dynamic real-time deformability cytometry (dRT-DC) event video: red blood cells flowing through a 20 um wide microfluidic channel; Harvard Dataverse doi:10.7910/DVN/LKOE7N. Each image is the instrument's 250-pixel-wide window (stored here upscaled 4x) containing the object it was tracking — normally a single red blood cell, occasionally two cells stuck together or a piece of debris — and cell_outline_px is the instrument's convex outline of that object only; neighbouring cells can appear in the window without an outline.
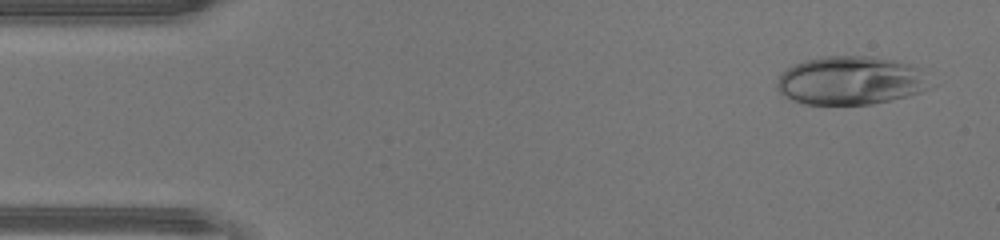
{"species": "human", "species_latin": "Homo sapiens", "temperature_condition": "warm", "stored_images_in_passage": 45, "camera_frame_rate_fps": 3000, "um_per_image_px": 0.085, "donor": {"sex": "male"}, "frame": {"image": 1, "passage_image": 2, "time_ms": 0.333, "image_size_px": [1000, 240], "cell_outline_px": [[928, 88], [920, 92], [908, 96], [872, 104], [804, 104], [792, 100], [784, 96], [776, 88], [776, 84], [780, 76], [788, 68], [804, 60], [824, 56], [872, 56], [892, 60], [908, 64], [920, 68]], "centroid_in_image_um": [72.25, 6.85], "position_along_channel_um": 12.8, "area_um2": 42.83}}
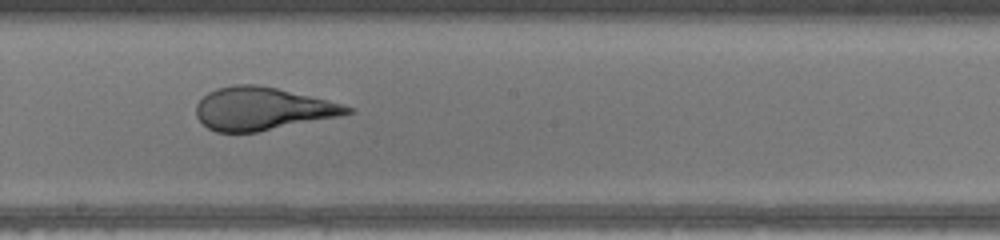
{"frame": {"image": 2, "passage_image": 24, "time_ms": 7.667, "image_size_px": [1000, 240], "cell_outline_px": [[356, 112], [340, 116], [256, 132], [216, 132], [208, 128], [196, 116], [196, 104], [208, 92], [216, 88], [232, 84], [256, 84], [276, 88], [356, 108]], "centroid_in_image_um": [22.27, 9.24], "position_along_channel_um": 225.9, "area_um2": 37.4}}
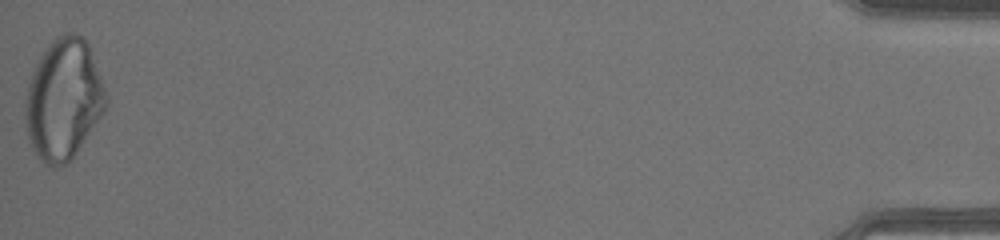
{"frame": {"image": 3, "passage_image": 45, "time_ms": 14.667, "image_size_px": [1000, 240], "cell_outline_px": [[108, 104], [104, 112], [68, 164], [56, 168], [52, 168], [44, 164], [36, 156], [32, 148], [28, 136], [24, 112], [24, 104], [28, 84], [32, 72], [40, 56], [48, 44], [56, 36], [64, 32], [76, 32], [84, 36], [88, 40], [108, 96]], "centroid_in_image_um": [5.41, 8.43], "position_along_channel_um": 429.8, "area_um2": 57.68}, "authors_computed_cell_mechanics": {"area_um2": 42.0784, "velocity_mm_per_s": 4.474, "shape_relaxation_time_tau1_ms": 10.5938, "shape_relaxation_time_tau2_ms": null, "deformation_change_tau1": 0.4375, "deformation_change_tau2": null}}